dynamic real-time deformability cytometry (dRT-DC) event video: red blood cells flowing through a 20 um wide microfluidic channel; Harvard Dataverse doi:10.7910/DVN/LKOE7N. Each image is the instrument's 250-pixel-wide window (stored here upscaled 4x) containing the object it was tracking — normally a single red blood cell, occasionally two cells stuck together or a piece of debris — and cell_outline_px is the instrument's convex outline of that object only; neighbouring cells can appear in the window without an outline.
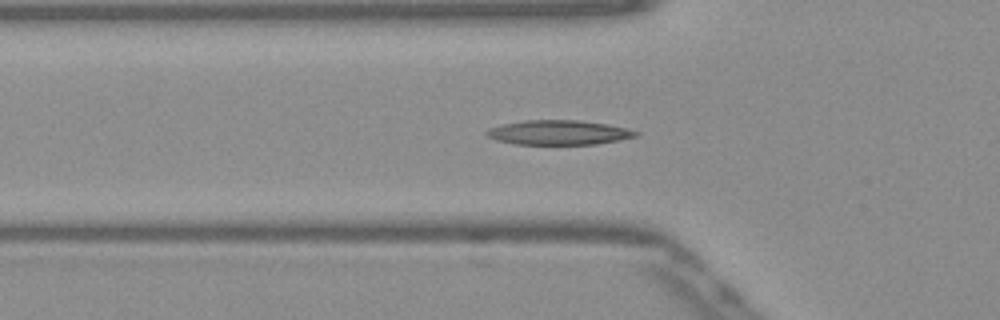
{"species": "Egyptian fruit bat (a non-hibernating species)", "species_latin": "Rousettus aegyptiacus", "temperature_condition": "warm", "stored_images_in_passage": 48, "camera_frame_rate_fps": 3000, "um_per_image_px": 0.085, "frame": {"image": 1, "passage_image": 12, "time_ms": 3.667, "image_size_px": [1000, 320], "cell_outline_px": [[640, 132], [636, 136], [620, 140], [596, 144], [516, 144], [496, 140], [488, 136], [484, 132], [492, 128], [504, 124], [524, 120], [580, 120], [608, 124]], "centroid_in_image_um": [47.51, 11.26], "position_along_channel_um": 78.3, "area_um2": 21.15}}
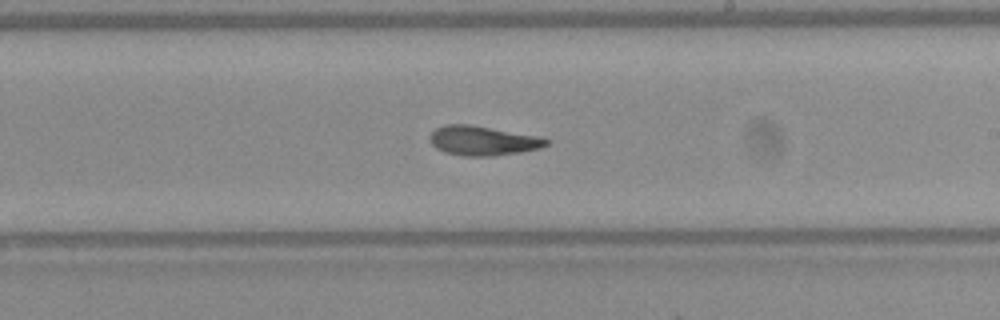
{"frame": {"image": 2, "passage_image": 25, "time_ms": 8.0, "image_size_px": [1000, 320], "cell_outline_px": [[548, 144], [540, 148], [520, 152], [492, 156], [464, 156], [444, 152], [436, 148], [432, 144], [428, 136], [436, 128], [444, 124], [468, 124], [540, 136], [548, 140]], "centroid_in_image_um": [41.01, 11.95], "position_along_channel_um": 248.0, "area_um2": 20.0}}
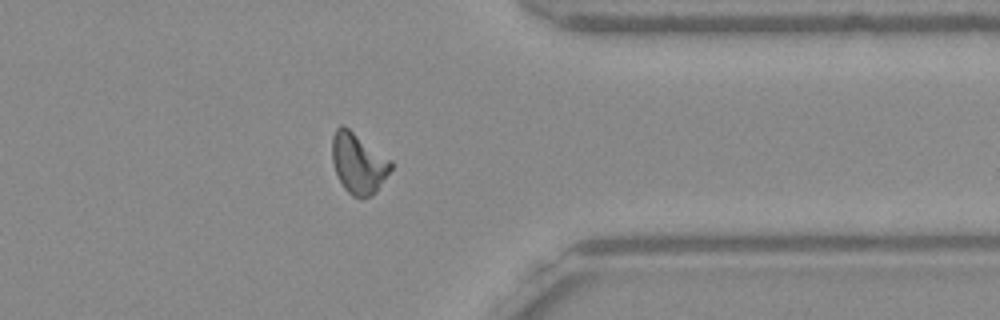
{"frame": {"image": 3, "passage_image": 36, "time_ms": 11.667, "image_size_px": [1000, 320], "cell_outline_px": [[392, 168], [376, 192], [372, 196], [360, 200], [352, 196], [344, 188], [332, 164], [332, 136], [336, 128], [340, 124], [344, 124], [392, 160]], "centroid_in_image_um": [30.46, 13.87], "position_along_channel_um": 380.9, "area_um2": 21.1}, "authors_computed_cell_mechanics": {"area_um2": 20.2011, "velocity_mm_per_s": 3.8917, "shape_relaxation_time_tau1_ms": 8.5619, "shape_relaxation_time_tau2_ms": 4.1387, "deformation_change_tau1": 0.2319, "deformation_change_tau2": 0.1121}}